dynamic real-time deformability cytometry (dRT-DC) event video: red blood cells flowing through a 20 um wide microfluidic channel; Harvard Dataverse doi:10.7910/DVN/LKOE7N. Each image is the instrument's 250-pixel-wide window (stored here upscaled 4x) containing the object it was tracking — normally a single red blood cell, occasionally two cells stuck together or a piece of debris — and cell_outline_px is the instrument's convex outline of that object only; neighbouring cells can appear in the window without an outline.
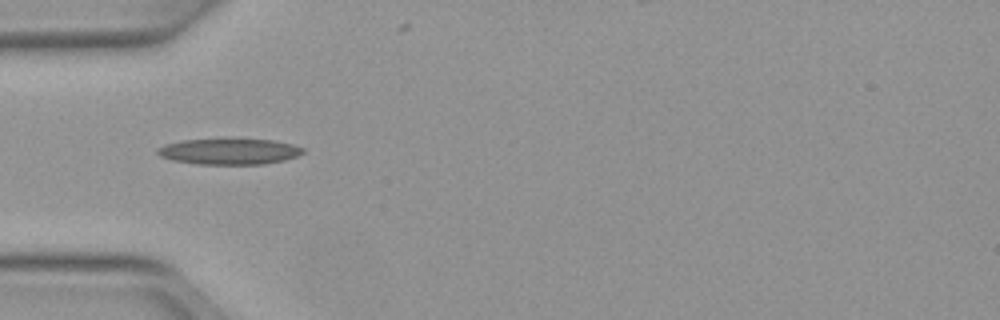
{"species": "Egyptian fruit bat (a non-hibernating species)", "species_latin": "Rousettus aegyptiacus", "temperature_condition": "warm", "stored_images_in_passage": 24, "camera_frame_rate_fps": 3000, "um_per_image_px": 0.085, "animal": {"sex": "female"}, "frame": {"image": 1, "passage_image": 1, "time_ms": 0.0, "image_size_px": [1000, 320], "cell_outline_px": [[304, 152], [296, 156], [284, 160], [264, 164], [196, 164], [172, 160], [160, 156], [156, 152], [156, 148], [164, 144], [184, 140], [272, 140], [292, 144], [304, 148]], "centroid_in_image_um": [19.46, 12.89], "position_along_channel_um": 65.5, "area_um2": 21.68}}
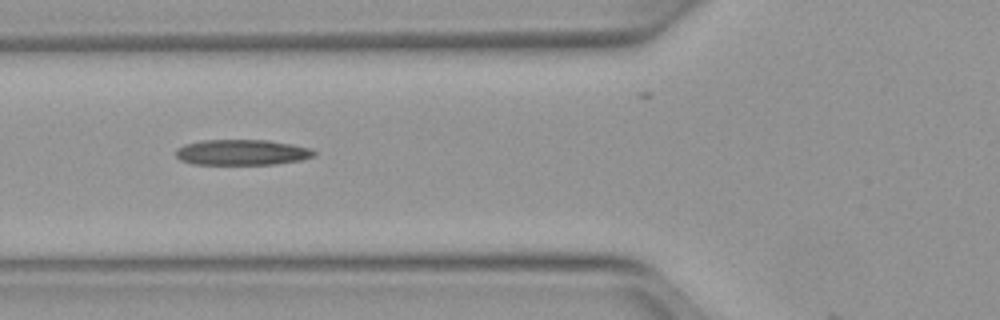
{"frame": {"image": 2, "passage_image": 4, "time_ms": 1.0, "image_size_px": [1000, 320], "cell_outline_px": [[316, 156], [300, 160], [272, 164], [192, 164], [180, 160], [176, 156], [176, 148], [184, 144], [204, 140], [268, 140], [292, 144], [312, 148], [316, 152]], "centroid_in_image_um": [20.57, 12.94], "position_along_channel_um": 105.2, "area_um2": 20.69}}
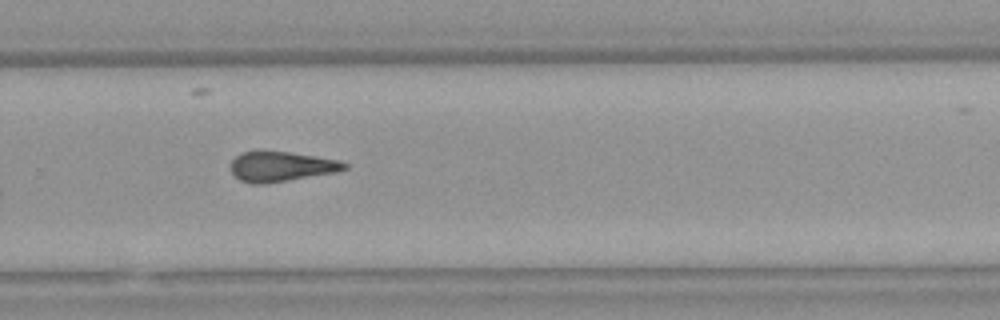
{"frame": {"image": 3, "passage_image": 19, "time_ms": 6.0, "image_size_px": [1000, 320], "cell_outline_px": [[348, 168], [336, 172], [264, 184], [252, 184], [240, 180], [228, 168], [232, 160], [240, 152], [264, 148], [292, 152], [340, 160], [348, 164]], "centroid_in_image_um": [23.85, 14.11], "position_along_channel_um": 305.9, "area_um2": 20.58}}